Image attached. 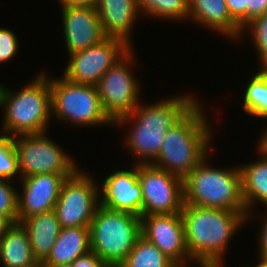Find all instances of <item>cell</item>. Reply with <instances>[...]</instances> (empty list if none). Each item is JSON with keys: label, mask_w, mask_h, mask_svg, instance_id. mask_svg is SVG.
<instances>
[{"label": "cell", "mask_w": 267, "mask_h": 267, "mask_svg": "<svg viewBox=\"0 0 267 267\" xmlns=\"http://www.w3.org/2000/svg\"><path fill=\"white\" fill-rule=\"evenodd\" d=\"M0 261L3 267H41L34 258L27 230L13 223L1 236Z\"/></svg>", "instance_id": "obj_21"}, {"label": "cell", "mask_w": 267, "mask_h": 267, "mask_svg": "<svg viewBox=\"0 0 267 267\" xmlns=\"http://www.w3.org/2000/svg\"><path fill=\"white\" fill-rule=\"evenodd\" d=\"M174 264L156 245L141 235L117 267H173Z\"/></svg>", "instance_id": "obj_23"}, {"label": "cell", "mask_w": 267, "mask_h": 267, "mask_svg": "<svg viewBox=\"0 0 267 267\" xmlns=\"http://www.w3.org/2000/svg\"><path fill=\"white\" fill-rule=\"evenodd\" d=\"M46 132L17 135L14 145L18 155L19 180L36 174H62L71 177L77 170L76 163L66 155Z\"/></svg>", "instance_id": "obj_8"}, {"label": "cell", "mask_w": 267, "mask_h": 267, "mask_svg": "<svg viewBox=\"0 0 267 267\" xmlns=\"http://www.w3.org/2000/svg\"><path fill=\"white\" fill-rule=\"evenodd\" d=\"M71 267H109L97 254L93 251L88 252L76 258Z\"/></svg>", "instance_id": "obj_32"}, {"label": "cell", "mask_w": 267, "mask_h": 267, "mask_svg": "<svg viewBox=\"0 0 267 267\" xmlns=\"http://www.w3.org/2000/svg\"><path fill=\"white\" fill-rule=\"evenodd\" d=\"M0 252H1V236H0Z\"/></svg>", "instance_id": "obj_40"}, {"label": "cell", "mask_w": 267, "mask_h": 267, "mask_svg": "<svg viewBox=\"0 0 267 267\" xmlns=\"http://www.w3.org/2000/svg\"><path fill=\"white\" fill-rule=\"evenodd\" d=\"M188 2V18L191 20L236 41L242 37L243 29L231 17L225 0H188Z\"/></svg>", "instance_id": "obj_18"}, {"label": "cell", "mask_w": 267, "mask_h": 267, "mask_svg": "<svg viewBox=\"0 0 267 267\" xmlns=\"http://www.w3.org/2000/svg\"><path fill=\"white\" fill-rule=\"evenodd\" d=\"M62 18L69 55L101 43L107 38L95 7H62Z\"/></svg>", "instance_id": "obj_16"}, {"label": "cell", "mask_w": 267, "mask_h": 267, "mask_svg": "<svg viewBox=\"0 0 267 267\" xmlns=\"http://www.w3.org/2000/svg\"><path fill=\"white\" fill-rule=\"evenodd\" d=\"M202 109L198 103L169 128L153 166L184 179L208 156L212 132Z\"/></svg>", "instance_id": "obj_3"}, {"label": "cell", "mask_w": 267, "mask_h": 267, "mask_svg": "<svg viewBox=\"0 0 267 267\" xmlns=\"http://www.w3.org/2000/svg\"><path fill=\"white\" fill-rule=\"evenodd\" d=\"M138 180L143 193V215L176 214L182 211V178L152 164H138Z\"/></svg>", "instance_id": "obj_11"}, {"label": "cell", "mask_w": 267, "mask_h": 267, "mask_svg": "<svg viewBox=\"0 0 267 267\" xmlns=\"http://www.w3.org/2000/svg\"><path fill=\"white\" fill-rule=\"evenodd\" d=\"M27 230L34 258L41 265L50 255L61 226L55 210L33 215L21 222Z\"/></svg>", "instance_id": "obj_19"}, {"label": "cell", "mask_w": 267, "mask_h": 267, "mask_svg": "<svg viewBox=\"0 0 267 267\" xmlns=\"http://www.w3.org/2000/svg\"><path fill=\"white\" fill-rule=\"evenodd\" d=\"M197 104L193 96H176L145 106L139 103L130 114L119 118L115 122L117 125L134 120L126 145L140 158L136 164H152L159 155L169 128L178 124Z\"/></svg>", "instance_id": "obj_1"}, {"label": "cell", "mask_w": 267, "mask_h": 267, "mask_svg": "<svg viewBox=\"0 0 267 267\" xmlns=\"http://www.w3.org/2000/svg\"><path fill=\"white\" fill-rule=\"evenodd\" d=\"M103 182L100 206L140 218L143 216V193L138 180V164L130 170H117Z\"/></svg>", "instance_id": "obj_15"}, {"label": "cell", "mask_w": 267, "mask_h": 267, "mask_svg": "<svg viewBox=\"0 0 267 267\" xmlns=\"http://www.w3.org/2000/svg\"><path fill=\"white\" fill-rule=\"evenodd\" d=\"M41 267H71V264L58 265V266H41Z\"/></svg>", "instance_id": "obj_39"}, {"label": "cell", "mask_w": 267, "mask_h": 267, "mask_svg": "<svg viewBox=\"0 0 267 267\" xmlns=\"http://www.w3.org/2000/svg\"><path fill=\"white\" fill-rule=\"evenodd\" d=\"M258 141V147L263 153L267 155V128L263 132V135H261V138Z\"/></svg>", "instance_id": "obj_36"}, {"label": "cell", "mask_w": 267, "mask_h": 267, "mask_svg": "<svg viewBox=\"0 0 267 267\" xmlns=\"http://www.w3.org/2000/svg\"><path fill=\"white\" fill-rule=\"evenodd\" d=\"M91 251L89 226L61 228L50 255L41 266L71 264Z\"/></svg>", "instance_id": "obj_20"}, {"label": "cell", "mask_w": 267, "mask_h": 267, "mask_svg": "<svg viewBox=\"0 0 267 267\" xmlns=\"http://www.w3.org/2000/svg\"><path fill=\"white\" fill-rule=\"evenodd\" d=\"M18 92L0 84V107L4 111V134L11 136L46 132L52 115L50 79L37 75Z\"/></svg>", "instance_id": "obj_4"}, {"label": "cell", "mask_w": 267, "mask_h": 267, "mask_svg": "<svg viewBox=\"0 0 267 267\" xmlns=\"http://www.w3.org/2000/svg\"><path fill=\"white\" fill-rule=\"evenodd\" d=\"M198 264H200V267H222L221 264H216V263H211V262H203V261H197ZM187 264L185 263H178V264H174L173 267H191L189 266V264L186 266Z\"/></svg>", "instance_id": "obj_35"}, {"label": "cell", "mask_w": 267, "mask_h": 267, "mask_svg": "<svg viewBox=\"0 0 267 267\" xmlns=\"http://www.w3.org/2000/svg\"><path fill=\"white\" fill-rule=\"evenodd\" d=\"M12 223L5 217L0 215V236H2Z\"/></svg>", "instance_id": "obj_37"}, {"label": "cell", "mask_w": 267, "mask_h": 267, "mask_svg": "<svg viewBox=\"0 0 267 267\" xmlns=\"http://www.w3.org/2000/svg\"><path fill=\"white\" fill-rule=\"evenodd\" d=\"M262 231L260 232L259 237V256L267 259V218L265 219L264 224L262 225Z\"/></svg>", "instance_id": "obj_33"}, {"label": "cell", "mask_w": 267, "mask_h": 267, "mask_svg": "<svg viewBox=\"0 0 267 267\" xmlns=\"http://www.w3.org/2000/svg\"><path fill=\"white\" fill-rule=\"evenodd\" d=\"M19 173L14 136L0 135V179L12 180Z\"/></svg>", "instance_id": "obj_26"}, {"label": "cell", "mask_w": 267, "mask_h": 267, "mask_svg": "<svg viewBox=\"0 0 267 267\" xmlns=\"http://www.w3.org/2000/svg\"><path fill=\"white\" fill-rule=\"evenodd\" d=\"M132 59L130 48L96 84L103 110L114 123L139 105V84L129 68Z\"/></svg>", "instance_id": "obj_9"}, {"label": "cell", "mask_w": 267, "mask_h": 267, "mask_svg": "<svg viewBox=\"0 0 267 267\" xmlns=\"http://www.w3.org/2000/svg\"><path fill=\"white\" fill-rule=\"evenodd\" d=\"M259 261H260V262H259L258 265L255 266V267H267V259L262 258V257L260 256Z\"/></svg>", "instance_id": "obj_38"}, {"label": "cell", "mask_w": 267, "mask_h": 267, "mask_svg": "<svg viewBox=\"0 0 267 267\" xmlns=\"http://www.w3.org/2000/svg\"><path fill=\"white\" fill-rule=\"evenodd\" d=\"M141 235L156 245L175 264L192 260L187 249L181 213L143 215Z\"/></svg>", "instance_id": "obj_13"}, {"label": "cell", "mask_w": 267, "mask_h": 267, "mask_svg": "<svg viewBox=\"0 0 267 267\" xmlns=\"http://www.w3.org/2000/svg\"><path fill=\"white\" fill-rule=\"evenodd\" d=\"M251 29L252 39L257 54L260 57L261 67L267 68V14L259 16L249 22L243 29Z\"/></svg>", "instance_id": "obj_27"}, {"label": "cell", "mask_w": 267, "mask_h": 267, "mask_svg": "<svg viewBox=\"0 0 267 267\" xmlns=\"http://www.w3.org/2000/svg\"><path fill=\"white\" fill-rule=\"evenodd\" d=\"M11 184L9 180L0 179V215L13 224L17 223L18 191Z\"/></svg>", "instance_id": "obj_28"}, {"label": "cell", "mask_w": 267, "mask_h": 267, "mask_svg": "<svg viewBox=\"0 0 267 267\" xmlns=\"http://www.w3.org/2000/svg\"><path fill=\"white\" fill-rule=\"evenodd\" d=\"M231 17L242 29L246 26V0H225Z\"/></svg>", "instance_id": "obj_30"}, {"label": "cell", "mask_w": 267, "mask_h": 267, "mask_svg": "<svg viewBox=\"0 0 267 267\" xmlns=\"http://www.w3.org/2000/svg\"><path fill=\"white\" fill-rule=\"evenodd\" d=\"M89 229L91 251L109 267H117L141 236V218L99 205Z\"/></svg>", "instance_id": "obj_6"}, {"label": "cell", "mask_w": 267, "mask_h": 267, "mask_svg": "<svg viewBox=\"0 0 267 267\" xmlns=\"http://www.w3.org/2000/svg\"><path fill=\"white\" fill-rule=\"evenodd\" d=\"M17 50L18 41L15 33L6 28H0V64L11 60Z\"/></svg>", "instance_id": "obj_29"}, {"label": "cell", "mask_w": 267, "mask_h": 267, "mask_svg": "<svg viewBox=\"0 0 267 267\" xmlns=\"http://www.w3.org/2000/svg\"><path fill=\"white\" fill-rule=\"evenodd\" d=\"M62 7H95L97 0H59Z\"/></svg>", "instance_id": "obj_34"}, {"label": "cell", "mask_w": 267, "mask_h": 267, "mask_svg": "<svg viewBox=\"0 0 267 267\" xmlns=\"http://www.w3.org/2000/svg\"><path fill=\"white\" fill-rule=\"evenodd\" d=\"M95 10L106 37L122 40L131 48V30L139 9L136 0H97Z\"/></svg>", "instance_id": "obj_17"}, {"label": "cell", "mask_w": 267, "mask_h": 267, "mask_svg": "<svg viewBox=\"0 0 267 267\" xmlns=\"http://www.w3.org/2000/svg\"><path fill=\"white\" fill-rule=\"evenodd\" d=\"M139 11L162 19H185L189 14L188 0H136Z\"/></svg>", "instance_id": "obj_25"}, {"label": "cell", "mask_w": 267, "mask_h": 267, "mask_svg": "<svg viewBox=\"0 0 267 267\" xmlns=\"http://www.w3.org/2000/svg\"><path fill=\"white\" fill-rule=\"evenodd\" d=\"M258 151L263 156L259 161L240 166L242 198L248 215L257 201L267 207V155L259 148Z\"/></svg>", "instance_id": "obj_22"}, {"label": "cell", "mask_w": 267, "mask_h": 267, "mask_svg": "<svg viewBox=\"0 0 267 267\" xmlns=\"http://www.w3.org/2000/svg\"><path fill=\"white\" fill-rule=\"evenodd\" d=\"M50 89L56 118L79 126L113 125L103 110L96 85L73 83L62 76L50 79Z\"/></svg>", "instance_id": "obj_7"}, {"label": "cell", "mask_w": 267, "mask_h": 267, "mask_svg": "<svg viewBox=\"0 0 267 267\" xmlns=\"http://www.w3.org/2000/svg\"><path fill=\"white\" fill-rule=\"evenodd\" d=\"M180 213L192 262L203 261L221 265L227 244L232 240L230 238L250 217L248 213L185 203Z\"/></svg>", "instance_id": "obj_2"}, {"label": "cell", "mask_w": 267, "mask_h": 267, "mask_svg": "<svg viewBox=\"0 0 267 267\" xmlns=\"http://www.w3.org/2000/svg\"><path fill=\"white\" fill-rule=\"evenodd\" d=\"M129 49L122 40L107 37L101 43L70 54L63 77L77 84L96 85Z\"/></svg>", "instance_id": "obj_12"}, {"label": "cell", "mask_w": 267, "mask_h": 267, "mask_svg": "<svg viewBox=\"0 0 267 267\" xmlns=\"http://www.w3.org/2000/svg\"><path fill=\"white\" fill-rule=\"evenodd\" d=\"M93 179L78 169L63 182L54 208L61 228L90 225L100 199Z\"/></svg>", "instance_id": "obj_10"}, {"label": "cell", "mask_w": 267, "mask_h": 267, "mask_svg": "<svg viewBox=\"0 0 267 267\" xmlns=\"http://www.w3.org/2000/svg\"><path fill=\"white\" fill-rule=\"evenodd\" d=\"M260 70L246 86L243 109L252 116L267 119V68Z\"/></svg>", "instance_id": "obj_24"}, {"label": "cell", "mask_w": 267, "mask_h": 267, "mask_svg": "<svg viewBox=\"0 0 267 267\" xmlns=\"http://www.w3.org/2000/svg\"><path fill=\"white\" fill-rule=\"evenodd\" d=\"M264 14H267V0H246V25Z\"/></svg>", "instance_id": "obj_31"}, {"label": "cell", "mask_w": 267, "mask_h": 267, "mask_svg": "<svg viewBox=\"0 0 267 267\" xmlns=\"http://www.w3.org/2000/svg\"><path fill=\"white\" fill-rule=\"evenodd\" d=\"M62 174H36L21 178L22 195L18 192L17 223L33 215L51 211L59 198L63 182Z\"/></svg>", "instance_id": "obj_14"}, {"label": "cell", "mask_w": 267, "mask_h": 267, "mask_svg": "<svg viewBox=\"0 0 267 267\" xmlns=\"http://www.w3.org/2000/svg\"><path fill=\"white\" fill-rule=\"evenodd\" d=\"M207 158L183 179L184 203L247 213L242 198L240 167L214 169L207 166Z\"/></svg>", "instance_id": "obj_5"}]
</instances>
